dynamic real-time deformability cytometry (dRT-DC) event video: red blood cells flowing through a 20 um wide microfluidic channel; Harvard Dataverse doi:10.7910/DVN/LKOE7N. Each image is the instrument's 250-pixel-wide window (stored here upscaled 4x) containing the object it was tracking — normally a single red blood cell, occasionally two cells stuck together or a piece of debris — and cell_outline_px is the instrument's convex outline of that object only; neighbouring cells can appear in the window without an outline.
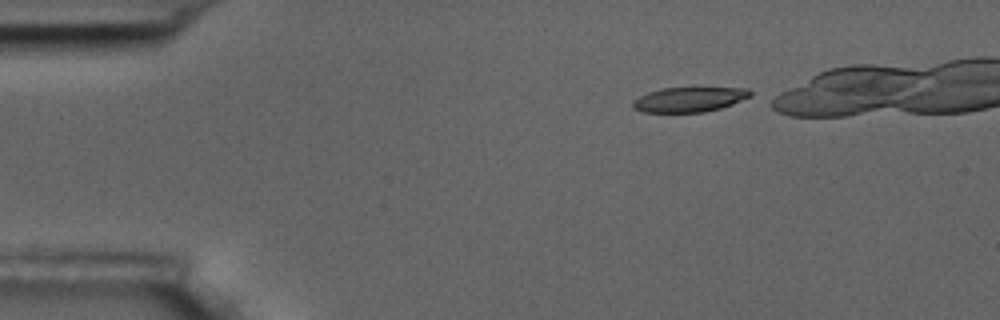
{"species": "common noctule bat (a hibernating species)", "species_latin": "Nyctalus noctula", "temperature_condition": "room temperature", "stored_images_in_passage": 17, "camera_frame_rate_fps": 3000, "um_per_image_px": 0.085, "animal": {"sex": "male", "body_mass_g": 17.5, "forearm_length_mm": 52.3}, "frame": {"image": 1, "passage_image": 1, "time_ms": 0.0, "image_size_px": [1000, 320], "cell_outline_px": [[752, 96], [732, 104], [720, 108], [704, 112], [644, 112], [632, 108], [632, 100], [648, 92], [660, 88], [748, 88], [752, 92]], "centroid_in_image_um": [58.57, 8.45], "position_along_channel_um": 26.4, "area_um2": 16.99}}
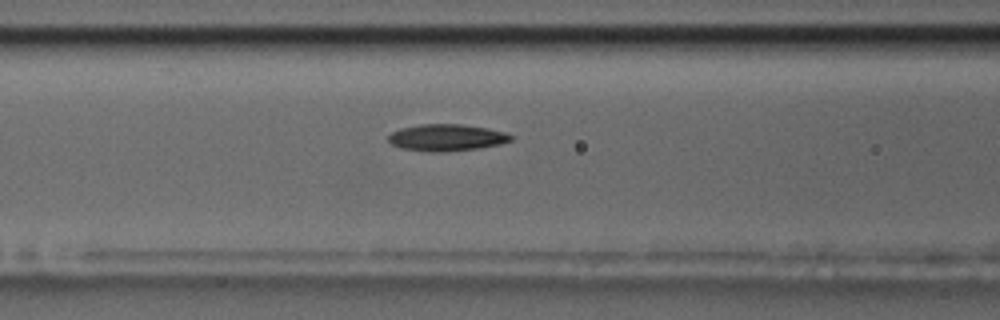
{"frame": {"image": 2, "passage_image": 15, "time_ms": 4.667, "image_size_px": [1000, 320], "cell_outline_px": [[512, 140], [500, 144], [476, 148], [436, 152], [432, 152], [400, 148], [392, 144], [388, 140], [388, 136], [392, 132], [400, 128], [420, 124], [460, 124], [488, 128], [508, 132], [512, 136]], "centroid_in_image_um": [37.96, 11.68], "position_along_channel_um": 128.6, "area_um2": 19.02}}